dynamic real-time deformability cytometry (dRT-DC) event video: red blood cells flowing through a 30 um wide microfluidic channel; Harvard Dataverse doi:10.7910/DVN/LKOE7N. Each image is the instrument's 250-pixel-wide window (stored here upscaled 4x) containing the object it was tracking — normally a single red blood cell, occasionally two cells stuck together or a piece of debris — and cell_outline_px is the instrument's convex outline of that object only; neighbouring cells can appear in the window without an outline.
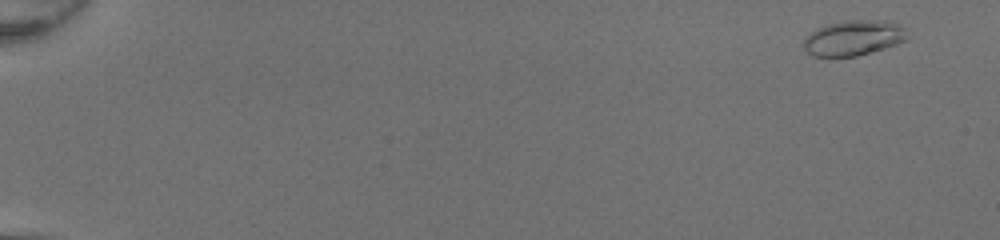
{"species": "common noctule bat (a hibernating species)", "species_latin": "Nyctalus noctula", "temperature_condition": "room temperature", "stored_images_in_passage": 52, "camera_frame_rate_fps": 3000, "um_per_image_px": 0.085, "animal": {"sex": "female", "body_mass_g": 20.0, "forearm_length_mm": 54.0}, "frame": {"image": 1, "passage_image": 4, "time_ms": 1.0, "image_size_px": [1000, 240], "cell_outline_px": [[912, 36], [908, 40], [884, 48], [856, 56], [812, 56], [804, 48], [804, 36], [816, 28], [828, 24], [844, 20], [888, 20], [900, 24], [908, 28]], "centroid_in_image_um": [72.63, 3.19], "position_along_channel_um": 12.4, "area_um2": 21.79}}
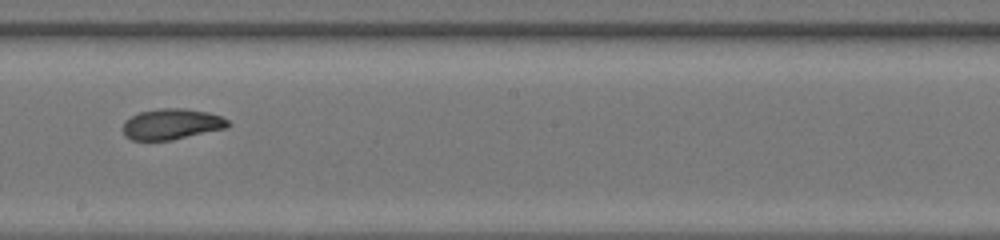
{"frame": {"image": 2, "passage_image": 33, "time_ms": 10.667, "image_size_px": [1000, 240], "cell_outline_px": [[232, 124], [228, 128], [172, 140], [132, 140], [124, 136], [124, 120], [140, 112], [160, 108], [184, 108], [208, 112], [220, 116], [228, 120]], "centroid_in_image_um": [14.62, 10.55], "position_along_channel_um": 233.6, "area_um2": 18.96}}
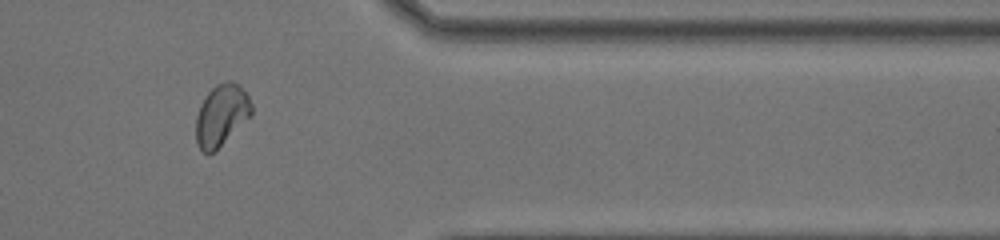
{"frame": {"image": 3, "passage_image": 45, "time_ms": 14.667, "image_size_px": [1000, 240], "cell_outline_px": [[252, 112], [216, 152], [208, 156], [200, 148], [196, 140], [196, 116], [200, 104], [204, 96], [216, 84], [224, 80], [232, 80], [240, 84], [248, 96], [252, 104]], "centroid_in_image_um": [18.8, 9.77], "position_along_channel_um": 392.6, "area_um2": 20.11}, "authors_computed_cell_mechanics": {"area_um2": 19.7098, "velocity_mm_per_s": 4.2305, "shape_relaxation_time_tau1_ms": 7.9358, "shape_relaxation_time_tau2_ms": 1.3414, "deformation_change_tau1": 0.2107, "deformation_change_tau2": 0.0546}}